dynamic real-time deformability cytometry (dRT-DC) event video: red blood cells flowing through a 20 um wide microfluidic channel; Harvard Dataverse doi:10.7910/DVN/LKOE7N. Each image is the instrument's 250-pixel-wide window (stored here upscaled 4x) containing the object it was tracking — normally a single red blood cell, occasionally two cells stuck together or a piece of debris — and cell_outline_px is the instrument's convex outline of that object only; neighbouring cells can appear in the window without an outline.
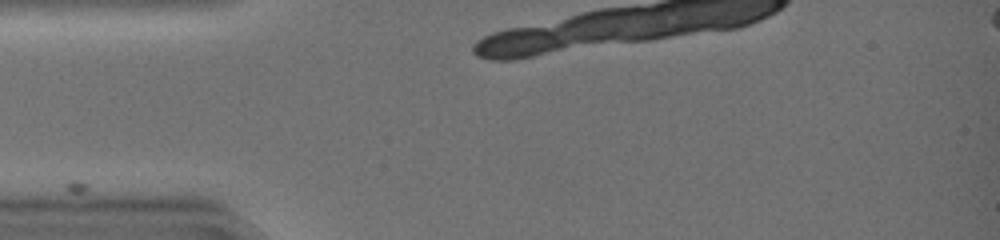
{"species": "common noctule bat (a hibernating species)", "species_latin": "Nyctalus noctula", "temperature_condition": "warm", "stored_images_in_passage": 1, "camera_frame_rate_fps": 3000, "um_per_image_px": 0.085, "animal": {"sex": "female", "body_mass_g": 19.0, "forearm_length_mm": 51.5}, "frame": {"image": 1, "passage_image": 1, "time_ms": 0.0, "image_size_px": [1000, 240], "cell_outline_px": [[188, 200], [88, 200], [64, 196], [64, 184], [72, 180], [80, 180], [184, 196]], "centroid_in_image_um": [9.57, 16.36], "position_along_channel_um": 75.4, "area_um2": 10.92}}